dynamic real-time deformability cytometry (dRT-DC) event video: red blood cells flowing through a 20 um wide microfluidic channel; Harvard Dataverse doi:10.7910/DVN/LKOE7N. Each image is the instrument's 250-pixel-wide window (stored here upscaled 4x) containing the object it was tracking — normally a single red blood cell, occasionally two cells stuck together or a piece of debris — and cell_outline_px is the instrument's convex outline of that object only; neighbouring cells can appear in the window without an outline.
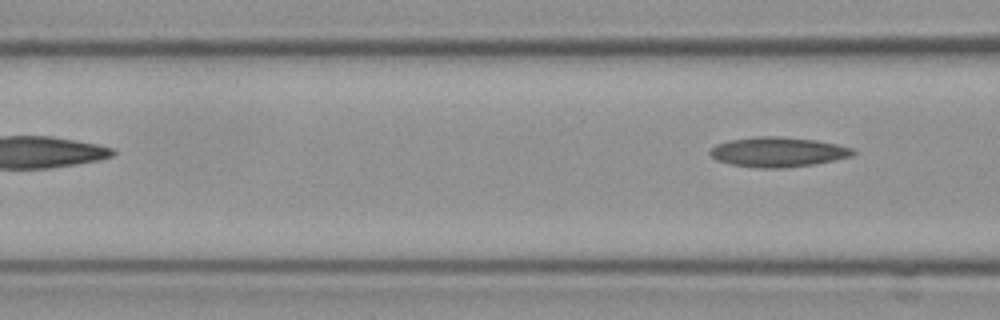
{"species": "Egyptian fruit bat (a non-hibernating species)", "species_latin": "Rousettus aegyptiacus", "temperature_condition": "cold", "stored_images_in_passage": 4, "camera_frame_rate_fps": 3000, "um_per_image_px": 0.085, "frame": {"image": 1, "passage_image": 4, "time_ms": 1.0, "image_size_px": [1000, 320], "cell_outline_px": [[856, 152], [852, 156], [816, 164], [784, 168], [756, 168], [732, 164], [716, 160], [708, 152], [716, 144], [728, 140], [756, 136], [780, 136], [816, 140], [836, 144], [852, 148]], "centroid_in_image_um": [66.12, 12.92], "position_along_channel_um": 100.5, "area_um2": 24.97}}